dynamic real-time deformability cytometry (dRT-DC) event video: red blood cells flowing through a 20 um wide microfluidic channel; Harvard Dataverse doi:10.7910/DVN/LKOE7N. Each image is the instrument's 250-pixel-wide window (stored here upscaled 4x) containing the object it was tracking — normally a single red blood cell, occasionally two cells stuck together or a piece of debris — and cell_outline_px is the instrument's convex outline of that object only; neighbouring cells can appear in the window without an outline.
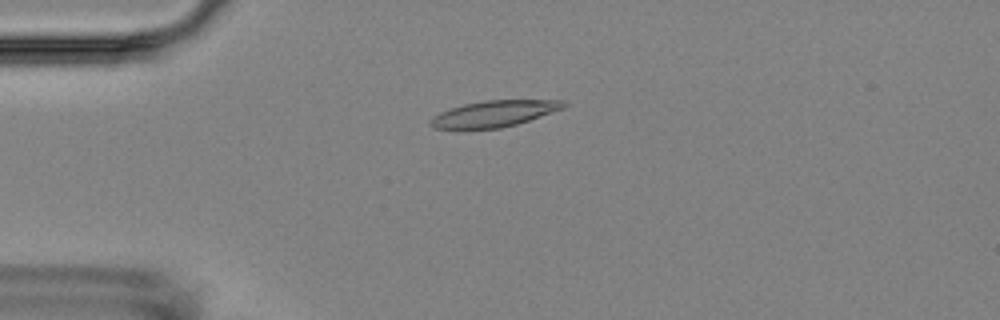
{"species": "Egyptian fruit bat (a non-hibernating species)", "species_latin": "Rousettus aegyptiacus", "temperature_condition": "room temperature", "stored_images_in_passage": 4, "camera_frame_rate_fps": 3000, "um_per_image_px": 0.085, "animal": {"sex": "female"}, "frame": {"image": 1, "passage_image": 3, "time_ms": 2.333, "image_size_px": [1000, 320], "cell_outline_px": [[568, 104], [564, 108], [516, 124], [500, 128], [436, 128], [428, 124], [428, 120], [432, 116], [440, 112], [464, 104], [484, 100], [564, 100]], "centroid_in_image_um": [42.0, 9.65], "position_along_channel_um": 43.0, "area_um2": 20.11}}